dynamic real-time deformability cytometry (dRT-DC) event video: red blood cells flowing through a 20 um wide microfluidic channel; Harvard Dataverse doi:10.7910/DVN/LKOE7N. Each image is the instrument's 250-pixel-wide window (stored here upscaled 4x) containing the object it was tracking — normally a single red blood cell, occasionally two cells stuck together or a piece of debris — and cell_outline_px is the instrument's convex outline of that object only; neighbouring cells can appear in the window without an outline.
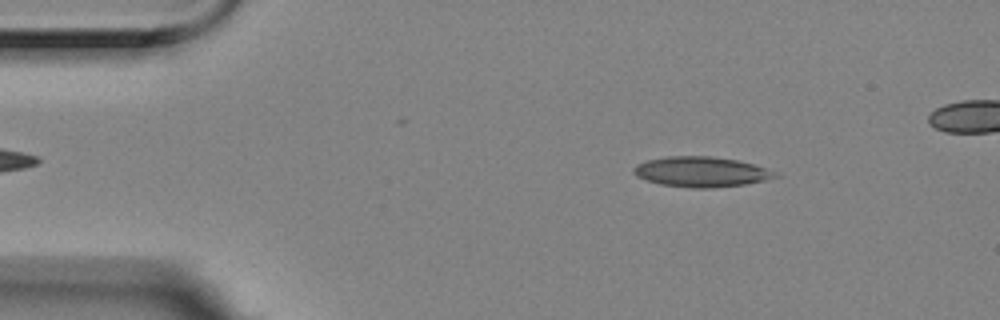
{"species": "Egyptian fruit bat (a non-hibernating species)", "species_latin": "Rousettus aegyptiacus", "temperature_condition": "room temperature", "stored_images_in_passage": 43, "camera_frame_rate_fps": 3000, "um_per_image_px": 0.085, "animal": {"sex": "female"}, "frame": {"image": 1, "passage_image": 5, "time_ms": 1.333, "image_size_px": [1000, 320], "cell_outline_px": [[780, 176], [764, 180], [744, 184], [712, 188], [692, 188], [660, 184], [636, 176], [632, 172], [632, 168], [636, 164], [648, 160], [668, 156], [712, 156], [736, 160], [752, 164], [776, 172]], "centroid_in_image_um": [59.56, 14.6], "position_along_channel_um": 25.4, "area_um2": 24.74}}
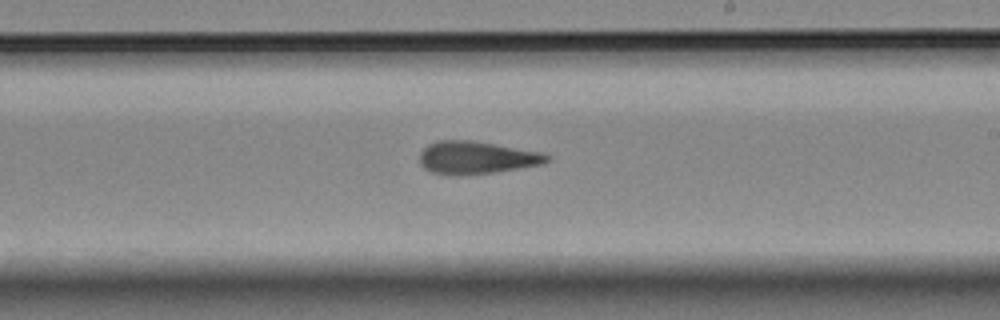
{"frame": {"image": 2, "passage_image": 29, "time_ms": 9.333, "image_size_px": [1000, 320], "cell_outline_px": [[552, 160], [544, 164], [520, 168], [492, 172], [460, 176], [456, 176], [432, 172], [424, 168], [420, 164], [420, 152], [428, 144], [436, 140], [472, 140], [540, 152], [552, 156]], "centroid_in_image_um": [40.51, 13.4], "position_along_channel_um": 248.5, "area_um2": 24.39}}
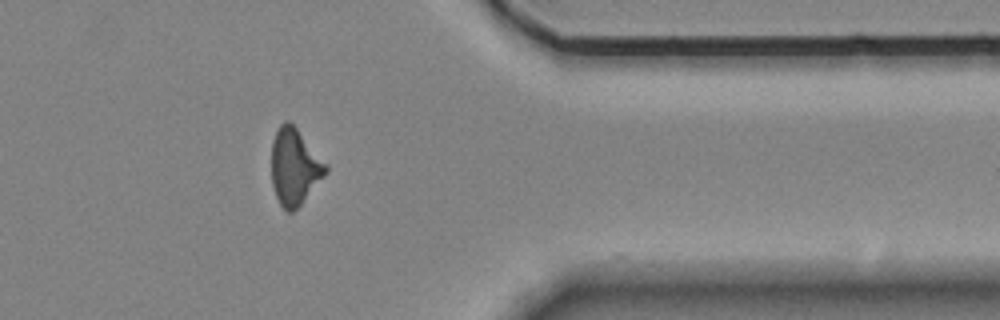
{"frame": {"image": 3, "passage_image": 42, "time_ms": 13.667, "image_size_px": [1000, 320], "cell_outline_px": [[328, 172], [300, 204], [292, 212], [288, 212], [280, 204], [276, 196], [272, 184], [272, 140], [280, 124], [284, 120], [288, 120], [296, 128], [328, 164]], "centroid_in_image_um": [25.04, 14.16], "position_along_channel_um": 386.4, "area_um2": 23.93}, "authors_computed_cell_mechanics": {"area_um2": 24.1026, "velocity_mm_per_s": 3.5398, "shape_relaxation_time_tau1_ms": 10.4497, "shape_relaxation_time_tau2_ms": 3.8613, "deformation_change_tau1": 0.2135, "deformation_change_tau2": 0.1317}}